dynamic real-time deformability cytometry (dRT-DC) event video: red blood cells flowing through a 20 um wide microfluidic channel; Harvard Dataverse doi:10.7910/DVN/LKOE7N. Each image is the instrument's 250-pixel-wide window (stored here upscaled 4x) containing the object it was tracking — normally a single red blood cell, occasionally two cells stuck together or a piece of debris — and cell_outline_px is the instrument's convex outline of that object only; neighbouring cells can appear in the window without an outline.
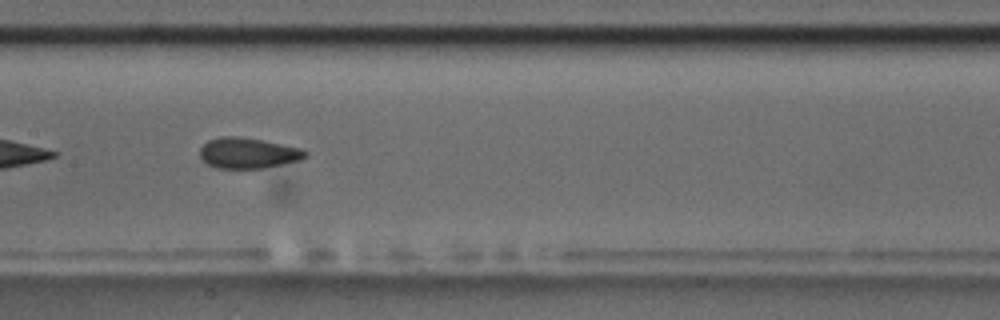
{"species": "common noctule bat (a hibernating species)", "species_latin": "Nyctalus noctula", "temperature_condition": "room temperature", "stored_images_in_passage": 14, "camera_frame_rate_fps": 3000, "um_per_image_px": 0.085, "animal": {"sex": "male", "body_mass_g": 17.5, "forearm_length_mm": 52.3}, "frame": {"image": 1, "passage_image": 8, "time_ms": 9.0, "image_size_px": [1000, 320], "cell_outline_px": [[308, 156], [300, 160], [260, 168], [216, 168], [208, 164], [200, 156], [200, 148], [208, 140], [220, 136], [240, 136], [264, 140], [300, 148], [308, 152]], "centroid_in_image_um": [21.08, 12.99], "position_along_channel_um": 186.3, "area_um2": 18.79}}
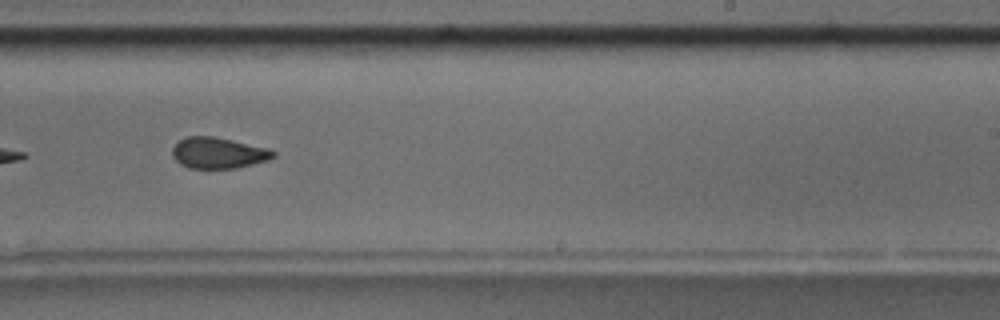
{"frame": {"image": 2, "passage_image": 10, "time_ms": 11.333, "image_size_px": [1000, 320], "cell_outline_px": [[276, 156], [268, 160], [236, 168], [188, 168], [180, 164], [172, 156], [172, 148], [184, 136], [212, 136], [232, 140], [268, 148], [276, 152]], "centroid_in_image_um": [18.55, 13.0], "position_along_channel_um": 270.5, "area_um2": 18.26}, "authors_computed_cell_mechanics": {"area_um2": 18.9584, "velocity_mm_per_s": 3.616, "shape_relaxation_time_tau1_ms": 7.4924, "shape_relaxation_time_tau2_ms": 1.8482, "deformation_change_tau1": 0.1292, "deformation_change_tau2": 0.0461}}